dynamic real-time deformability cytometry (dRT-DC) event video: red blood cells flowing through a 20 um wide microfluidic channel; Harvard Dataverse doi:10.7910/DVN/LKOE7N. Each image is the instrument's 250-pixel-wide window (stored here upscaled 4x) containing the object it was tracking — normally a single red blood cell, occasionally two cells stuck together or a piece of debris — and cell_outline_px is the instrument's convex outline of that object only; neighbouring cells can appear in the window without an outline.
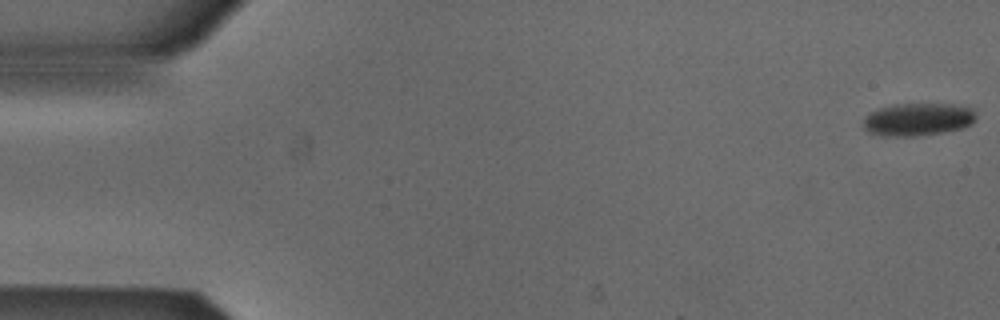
{"species": "Egyptian fruit bat (a non-hibernating species)", "species_latin": "Rousettus aegyptiacus", "temperature_condition": "cold", "stored_images_in_passage": 53, "camera_frame_rate_fps": 3000, "um_per_image_px": 0.085, "animal": {"sex": "male"}, "frame": {"image": 1, "passage_image": 1, "time_ms": 0.0, "image_size_px": [1000, 320], "cell_outline_px": [[976, 120], [972, 124], [960, 128], [940, 132], [916, 136], [884, 136], [868, 132], [864, 128], [864, 116], [868, 112], [880, 108], [896, 104], [952, 104], [972, 108], [976, 112]], "centroid_in_image_um": [78.01, 10.14], "position_along_channel_um": 7.0, "area_um2": 21.5}}
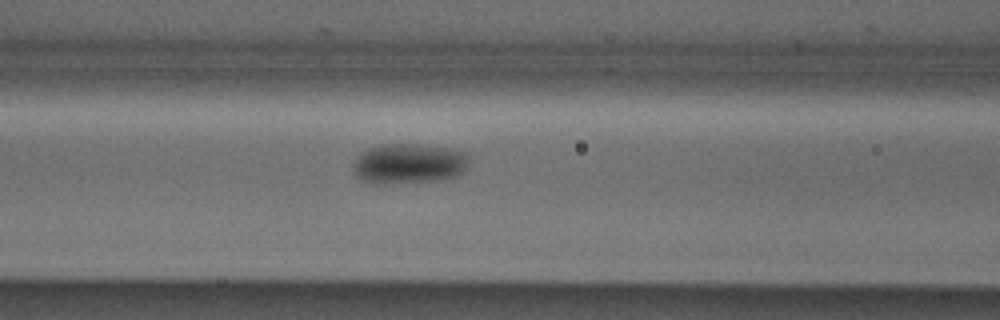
{"frame": {"image": 2, "passage_image": 22, "time_ms": 7.0, "image_size_px": [1000, 320], "cell_outline_px": [[468, 156], [464, 168], [460, 172], [452, 176], [436, 180], [376, 184], [360, 180], [352, 172], [352, 164], [356, 156], [360, 152], [368, 148], [380, 144], [416, 144], [448, 148], [468, 152]], "centroid_in_image_um": [34.63, 13.89], "position_along_channel_um": 132.0, "area_um2": 27.05}}
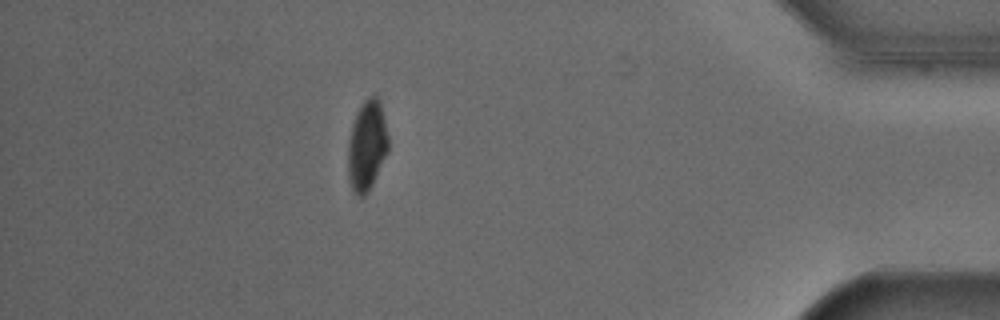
{"frame": {"image": 3, "passage_image": 47, "time_ms": 15.333, "image_size_px": [1000, 320], "cell_outline_px": [[388, 148], [372, 184], [368, 192], [364, 196], [356, 196], [352, 192], [348, 176], [348, 140], [352, 124], [356, 112], [364, 100], [368, 96], [376, 92], [380, 100], [388, 136]], "centroid_in_image_um": [31.17, 12.33], "position_along_channel_um": 404.0, "area_um2": 21.27}, "authors_computed_cell_mechanics": {"area_um2": 23.1778, "velocity_mm_per_s": 3.8561, "shape_relaxation_time_tau1_ms": 6.5451, "shape_relaxation_time_tau2_ms": null, "deformation_change_tau1": 0.0976, "deformation_change_tau2": null}}